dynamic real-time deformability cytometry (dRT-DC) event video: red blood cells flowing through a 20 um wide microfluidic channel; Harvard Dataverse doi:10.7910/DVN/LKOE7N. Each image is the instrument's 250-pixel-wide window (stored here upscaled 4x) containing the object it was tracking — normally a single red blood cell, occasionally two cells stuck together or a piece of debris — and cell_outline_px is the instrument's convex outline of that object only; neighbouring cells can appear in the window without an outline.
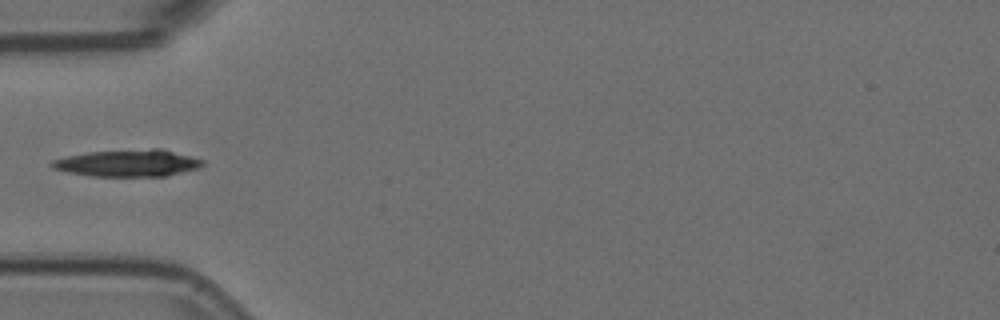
{"species": "Egyptian fruit bat (a non-hibernating species)", "species_latin": "Rousettus aegyptiacus", "temperature_condition": "room temperature", "stored_images_in_passage": 5, "camera_frame_rate_fps": 3000, "um_per_image_px": 0.085, "animal": {"sex": "female"}, "frame": {"image": 1, "passage_image": 5, "time_ms": 1.333, "image_size_px": [1000, 320], "cell_outline_px": [[204, 164], [196, 168], [164, 176], [92, 176], [68, 172], [52, 168], [48, 164], [52, 160], [68, 156], [88, 152], [152, 148], [160, 148], [204, 160]], "centroid_in_image_um": [10.83, 13.85], "position_along_channel_um": 74.2, "area_um2": 23.47}}